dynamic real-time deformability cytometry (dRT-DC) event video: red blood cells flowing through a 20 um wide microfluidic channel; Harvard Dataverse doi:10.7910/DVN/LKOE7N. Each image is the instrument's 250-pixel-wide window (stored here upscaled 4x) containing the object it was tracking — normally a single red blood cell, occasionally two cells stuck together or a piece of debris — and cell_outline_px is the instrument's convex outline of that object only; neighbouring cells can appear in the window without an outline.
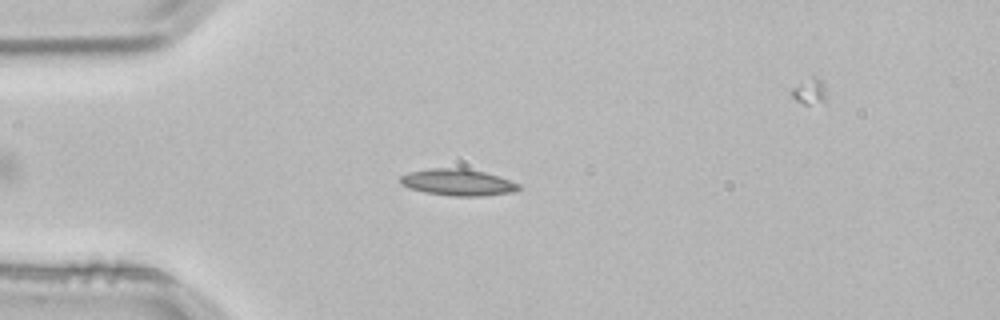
{"species": "common noctule bat (a hibernating species)", "species_latin": "Nyctalus noctula", "temperature_condition": "room temperature", "stored_images_in_passage": 2, "camera_frame_rate_fps": 3000, "um_per_image_px": 0.085, "animal": {"sex": "male", "body_mass_g": 21.5, "forearm_length_mm": 52.0}, "frame": {"image": 1, "passage_image": 2, "time_ms": 0.333, "image_size_px": [1000, 320], "cell_outline_px": [[520, 188], [516, 192], [484, 196], [448, 196], [424, 192], [408, 188], [400, 184], [400, 176], [408, 172], [432, 168], [464, 168], [484, 172], [520, 184]], "centroid_in_image_um": [38.89, 15.51], "position_along_channel_um": 46.1, "area_um2": 18.44}}